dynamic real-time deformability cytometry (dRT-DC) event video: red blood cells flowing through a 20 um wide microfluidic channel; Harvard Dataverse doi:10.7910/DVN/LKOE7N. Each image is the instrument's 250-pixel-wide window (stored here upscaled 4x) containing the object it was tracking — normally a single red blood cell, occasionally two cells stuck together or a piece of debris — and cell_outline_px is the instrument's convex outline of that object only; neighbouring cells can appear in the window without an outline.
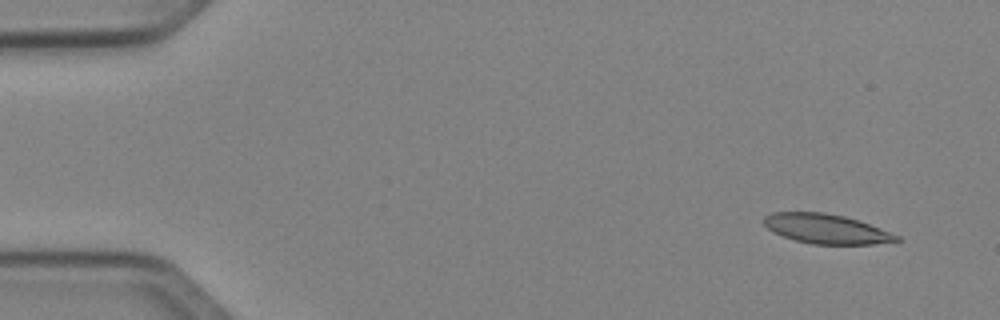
{"species": "Egyptian fruit bat (a non-hibernating species)", "species_latin": "Rousettus aegyptiacus", "temperature_condition": "cold", "stored_images_in_passage": 10, "camera_frame_rate_fps": 3000, "um_per_image_px": 0.085, "animal": {"sex": "female"}, "frame": {"image": 1, "passage_image": 1, "time_ms": 0.0, "image_size_px": [1000, 320], "cell_outline_px": [[900, 240], [872, 244], [812, 244], [796, 240], [772, 232], [764, 224], [764, 216], [772, 212], [824, 212], [844, 216], [880, 228], [900, 236]], "centroid_in_image_um": [70.2, 19.44], "position_along_channel_um": 14.8, "area_um2": 22.6}}